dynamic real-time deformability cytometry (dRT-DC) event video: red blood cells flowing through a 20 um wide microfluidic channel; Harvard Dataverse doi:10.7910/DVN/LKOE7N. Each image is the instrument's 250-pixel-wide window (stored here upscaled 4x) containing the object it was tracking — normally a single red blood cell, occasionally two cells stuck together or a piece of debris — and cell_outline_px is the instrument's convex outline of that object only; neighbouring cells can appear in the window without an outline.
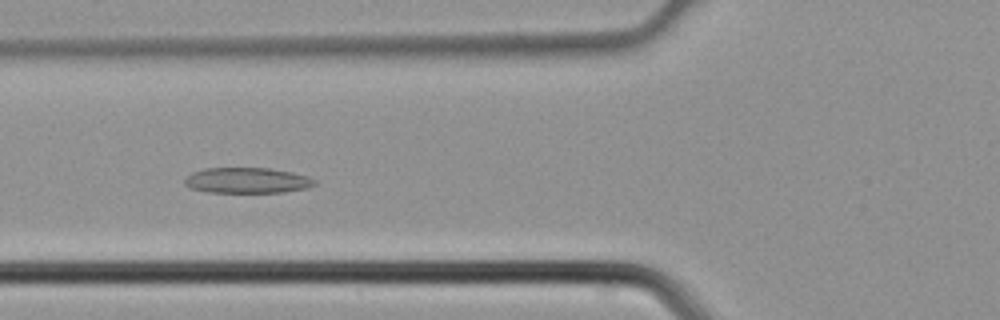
{"species": "common noctule bat (a hibernating species)", "species_latin": "Nyctalus noctula", "temperature_condition": "cold", "stored_images_in_passage": 4, "camera_frame_rate_fps": 3000, "um_per_image_px": 0.085, "animal": {"sex": "male", "body_mass_g": 21.5, "forearm_length_mm": 52.0}, "frame": {"image": 1, "passage_image": 4, "time_ms": 1.0, "image_size_px": [1000, 320], "cell_outline_px": [[316, 184], [308, 188], [284, 192], [208, 192], [188, 188], [184, 184], [184, 180], [192, 172], [204, 168], [268, 168], [292, 172], [308, 176], [316, 180]], "centroid_in_image_um": [21.0, 15.33], "position_along_channel_um": 104.8, "area_um2": 19.48}}